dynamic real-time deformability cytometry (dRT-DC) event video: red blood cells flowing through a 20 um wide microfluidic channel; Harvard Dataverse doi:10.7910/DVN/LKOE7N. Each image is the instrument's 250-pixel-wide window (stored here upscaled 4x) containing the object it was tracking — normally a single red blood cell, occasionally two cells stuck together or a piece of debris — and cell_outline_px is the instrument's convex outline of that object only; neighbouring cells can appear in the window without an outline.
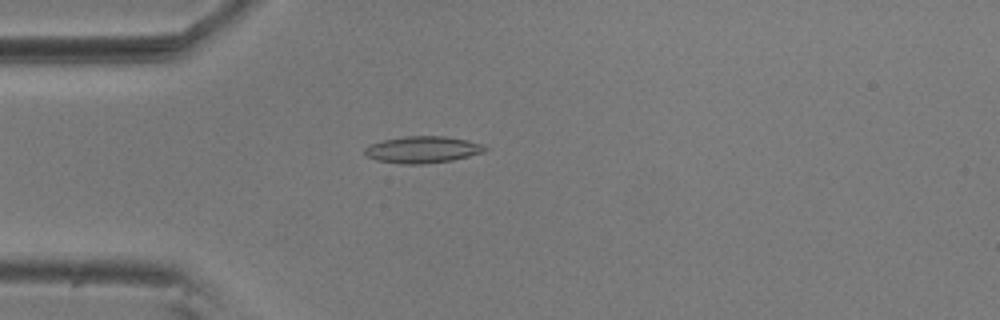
{"species": "common noctule bat (a hibernating species)", "species_latin": "Nyctalus noctula", "temperature_condition": "room temperature", "stored_images_in_passage": 56, "camera_frame_rate_fps": 3000, "um_per_image_px": 0.085, "animal": {"sex": "male", "body_mass_g": 20.5, "forearm_length_mm": 52.5}, "frame": {"image": 1, "passage_image": 15, "time_ms": 4.667, "image_size_px": [1000, 320], "cell_outline_px": [[488, 148], [484, 152], [452, 160], [420, 164], [400, 164], [376, 160], [368, 156], [364, 152], [364, 148], [368, 144], [384, 140], [404, 136], [444, 136], [468, 140], [484, 144]], "centroid_in_image_um": [35.92, 12.71], "position_along_channel_um": 49.1, "area_um2": 18.79}}
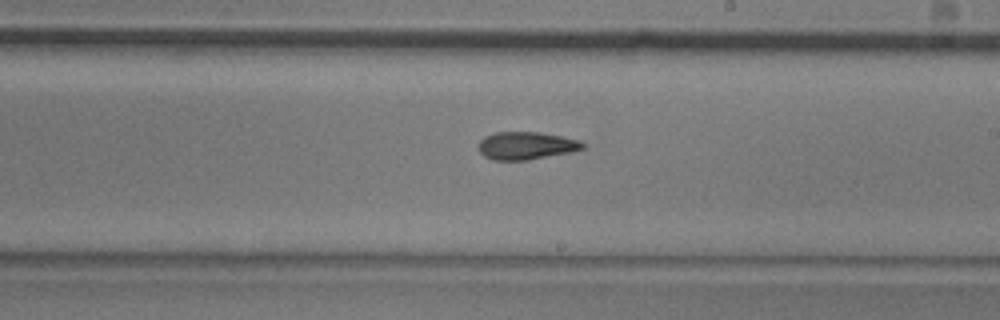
{"frame": {"image": 2, "passage_image": 32, "time_ms": 10.333, "image_size_px": [1000, 320], "cell_outline_px": [[584, 148], [568, 152], [528, 160], [492, 160], [484, 156], [480, 152], [476, 144], [484, 136], [496, 132], [540, 132], [580, 140], [584, 144]], "centroid_in_image_um": [44.66, 12.37], "position_along_channel_um": 244.3, "area_um2": 16.82}}
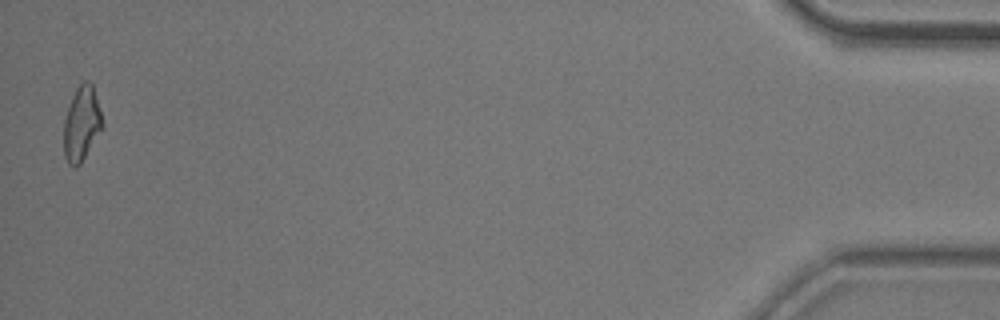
{"frame": {"image": 3, "passage_image": 55, "time_ms": 18.0, "image_size_px": [1000, 320], "cell_outline_px": [[104, 124], [80, 164], [76, 168], [68, 164], [64, 156], [64, 120], [72, 96], [76, 88], [84, 80], [88, 80], [92, 84]], "centroid_in_image_um": [6.92, 10.51], "position_along_channel_um": 428.3, "area_um2": 16.53}, "authors_computed_cell_mechanics": {"area_um2": 16.9643, "velocity_mm_per_s": 3.6192, "shape_relaxation_time_tau1_ms": 7.6515, "shape_relaxation_time_tau2_ms": 6.7325, "deformation_change_tau1": 0.1872, "deformation_change_tau2": 0.1484}}